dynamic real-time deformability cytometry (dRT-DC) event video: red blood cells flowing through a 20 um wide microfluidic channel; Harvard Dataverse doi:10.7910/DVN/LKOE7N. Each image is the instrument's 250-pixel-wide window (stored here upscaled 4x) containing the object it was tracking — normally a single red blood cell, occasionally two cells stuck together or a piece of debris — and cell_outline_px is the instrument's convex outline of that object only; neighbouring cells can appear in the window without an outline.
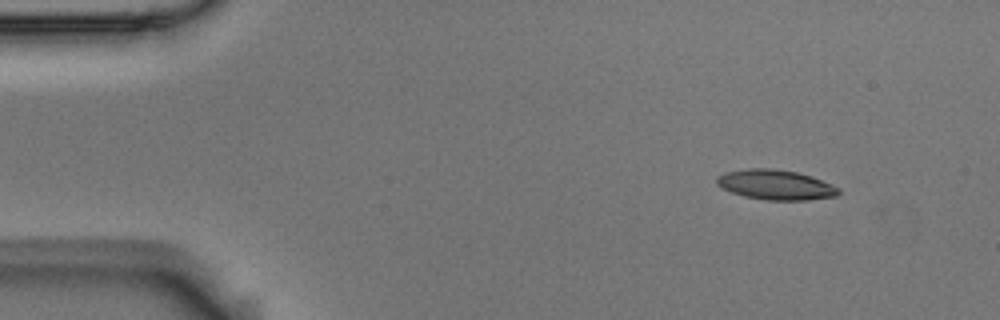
{"species": "Egyptian fruit bat (a non-hibernating species)", "species_latin": "Rousettus aegyptiacus", "temperature_condition": "room temperature", "stored_images_in_passage": 4, "camera_frame_rate_fps": 3000, "um_per_image_px": 0.085, "animal": {"sex": "male"}, "frame": {"image": 1, "passage_image": 1, "time_ms": 0.0, "image_size_px": [1000, 320], "cell_outline_px": [[840, 192], [836, 196], [804, 200], [768, 200], [744, 196], [720, 188], [716, 184], [716, 176], [724, 172], [748, 168], [772, 168], [796, 172], [812, 176], [840, 188]], "centroid_in_image_um": [65.89, 15.7], "position_along_channel_um": 19.1, "area_um2": 21.33}}
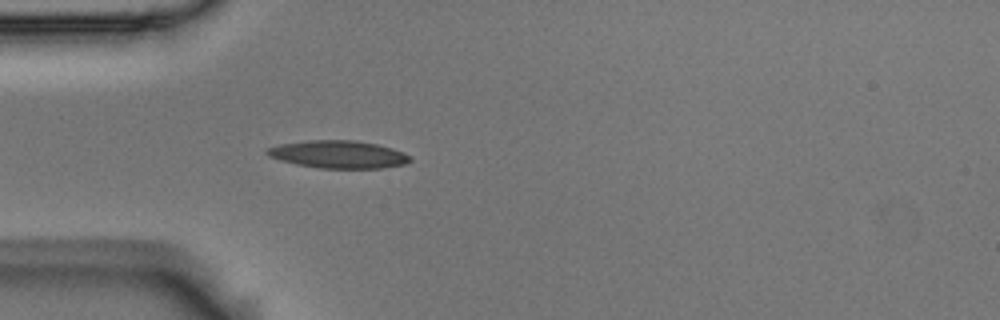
{"frame": {"image": 2, "passage_image": 4, "time_ms": 1.0, "image_size_px": [1000, 320], "cell_outline_px": [[412, 160], [404, 164], [380, 168], [320, 168], [296, 164], [280, 160], [268, 156], [264, 152], [268, 148], [280, 144], [308, 140], [356, 140], [376, 144], [392, 148], [404, 152], [412, 156]], "centroid_in_image_um": [28.77, 13.12], "position_along_channel_um": 56.2, "area_um2": 23.06}}